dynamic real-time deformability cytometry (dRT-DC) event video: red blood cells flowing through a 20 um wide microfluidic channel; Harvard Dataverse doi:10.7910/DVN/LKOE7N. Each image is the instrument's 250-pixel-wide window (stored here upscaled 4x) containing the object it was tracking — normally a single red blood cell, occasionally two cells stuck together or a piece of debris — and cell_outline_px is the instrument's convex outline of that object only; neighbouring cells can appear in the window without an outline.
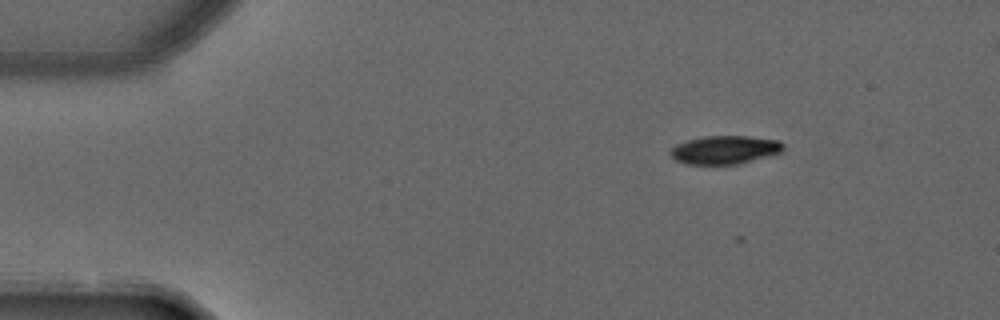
{"species": "common noctule bat (a hibernating species)", "species_latin": "Nyctalus noctula", "temperature_condition": "warm", "stored_images_in_passage": 3, "camera_frame_rate_fps": 3000, "um_per_image_px": 0.085, "animal": {"sex": "male", "forearm_length_mm": 52.5}, "frame": {"image": 1, "passage_image": 1, "time_ms": 0.0, "image_size_px": [1000, 320], "cell_outline_px": [[784, 148], [780, 152], [772, 156], [740, 164], [688, 164], [676, 160], [668, 152], [676, 144], [688, 140], [708, 136], [748, 136], [780, 140], [784, 144]], "centroid_in_image_um": [61.66, 12.74], "position_along_channel_um": 23.3, "area_um2": 18.79}}
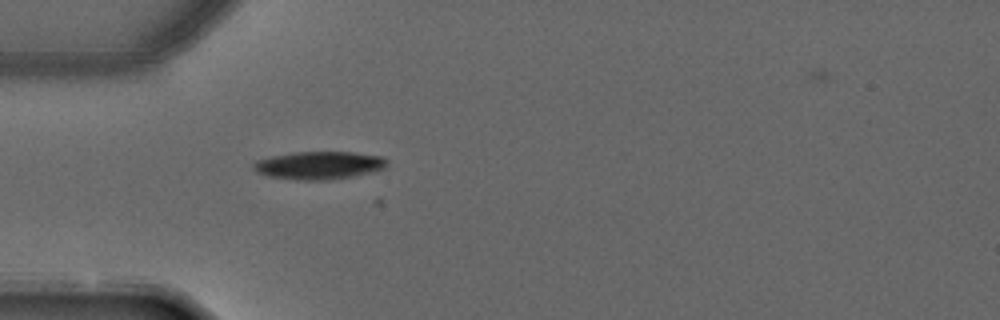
{"frame": {"image": 2, "passage_image": 3, "time_ms": 0.667, "image_size_px": [1000, 320], "cell_outline_px": [[388, 164], [384, 168], [372, 172], [352, 176], [324, 180], [296, 180], [268, 176], [256, 172], [252, 168], [252, 164], [256, 160], [272, 156], [296, 152], [352, 152], [384, 156], [388, 160]], "centroid_in_image_um": [27.12, 14.05], "position_along_channel_um": 57.9, "area_um2": 21.79}}